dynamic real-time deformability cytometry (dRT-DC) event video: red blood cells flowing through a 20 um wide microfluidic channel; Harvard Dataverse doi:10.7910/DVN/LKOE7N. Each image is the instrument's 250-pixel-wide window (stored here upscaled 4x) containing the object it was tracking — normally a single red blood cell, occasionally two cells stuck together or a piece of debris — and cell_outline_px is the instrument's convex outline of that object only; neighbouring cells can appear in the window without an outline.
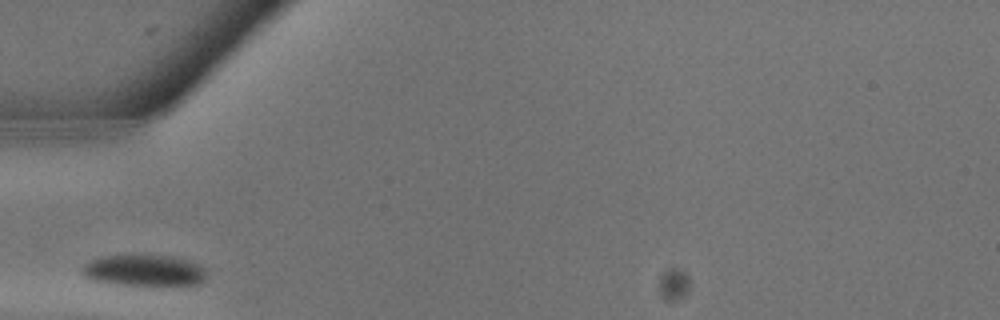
{"species": "common noctule bat (a hibernating species)", "species_latin": "Nyctalus noctula", "temperature_condition": "warm", "stored_images_in_passage": 2, "camera_frame_rate_fps": 3000, "um_per_image_px": 0.085, "animal": {"sex": "male", "body_mass_g": 13.3}, "frame": {"image": 1, "passage_image": 1, "time_ms": 0.0, "image_size_px": [1000, 320], "cell_outline_px": [[208, 272], [196, 284], [172, 288], [152, 288], [108, 284], [88, 280], [80, 272], [84, 264], [100, 256], [140, 252], [144, 252], [168, 256], [188, 260], [200, 264]], "centroid_in_image_um": [12.21, 23.01], "position_along_channel_um": 72.8, "area_um2": 24.91}}